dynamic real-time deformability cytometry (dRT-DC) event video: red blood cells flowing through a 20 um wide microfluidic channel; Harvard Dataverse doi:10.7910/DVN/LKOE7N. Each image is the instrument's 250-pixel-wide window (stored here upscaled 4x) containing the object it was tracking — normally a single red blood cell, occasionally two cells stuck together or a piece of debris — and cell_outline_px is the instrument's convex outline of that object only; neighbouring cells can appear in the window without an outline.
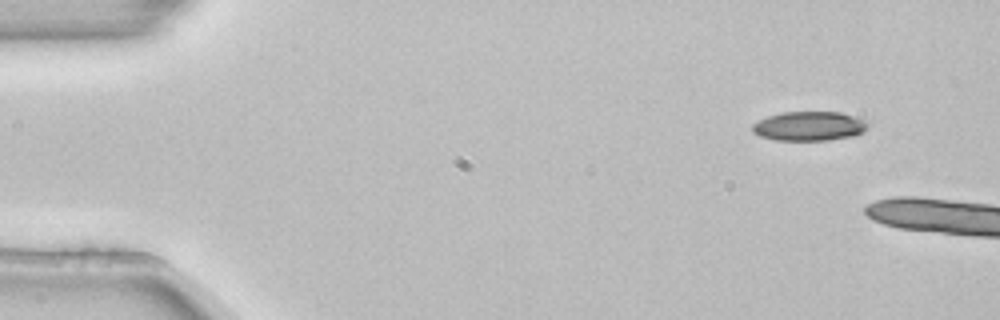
{"species": "common noctule bat (a hibernating species)", "species_latin": "Nyctalus noctula", "temperature_condition": "room temperature", "stored_images_in_passage": 3, "camera_frame_rate_fps": 3000, "um_per_image_px": 0.085, "animal": {"sex": "female", "body_mass_g": 22.7, "forearm_length_mm": 54.2}, "frame": {"image": 1, "passage_image": 1, "time_ms": 0.0, "image_size_px": [1000, 320], "cell_outline_px": [[868, 128], [864, 132], [852, 136], [828, 140], [776, 140], [760, 136], [752, 132], [752, 124], [768, 116], [784, 112], [840, 112], [856, 116], [864, 120], [868, 124]], "centroid_in_image_um": [68.8, 10.72], "position_along_channel_um": 16.2, "area_um2": 19.71}}